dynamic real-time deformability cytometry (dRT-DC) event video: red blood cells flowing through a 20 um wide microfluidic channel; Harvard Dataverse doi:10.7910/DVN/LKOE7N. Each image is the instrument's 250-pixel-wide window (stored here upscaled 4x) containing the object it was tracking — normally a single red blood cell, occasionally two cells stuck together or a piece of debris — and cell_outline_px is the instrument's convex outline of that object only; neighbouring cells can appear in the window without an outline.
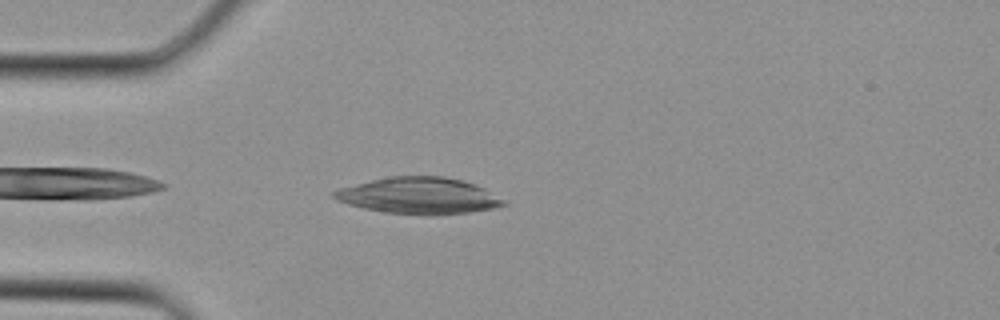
{"species": "Egyptian fruit bat (a non-hibernating species)", "species_latin": "Rousettus aegyptiacus", "temperature_condition": "cold", "stored_images_in_passage": 3, "camera_frame_rate_fps": 3000, "um_per_image_px": 0.085, "animal": {"sex": "female"}, "frame": {"image": 1, "passage_image": 3, "time_ms": 0.667, "image_size_px": [1000, 320], "cell_outline_px": [[508, 204], [492, 208], [468, 212], [384, 212], [364, 208], [348, 204], [332, 196], [332, 192], [336, 188], [372, 180], [392, 176], [444, 176], [464, 180], [476, 184], [484, 188], [504, 200]], "centroid_in_image_um": [35.58, 16.58], "position_along_channel_um": 49.4, "area_um2": 34.85}}